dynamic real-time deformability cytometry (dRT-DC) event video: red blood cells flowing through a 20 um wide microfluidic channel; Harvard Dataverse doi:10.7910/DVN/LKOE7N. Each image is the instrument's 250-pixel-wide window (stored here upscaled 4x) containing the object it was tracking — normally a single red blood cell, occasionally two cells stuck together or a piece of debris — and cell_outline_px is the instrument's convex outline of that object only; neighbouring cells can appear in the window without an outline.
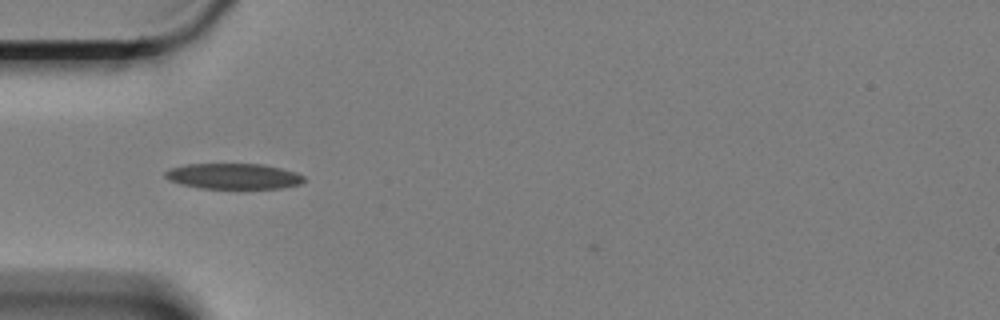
{"species": "Egyptian fruit bat (a non-hibernating species)", "species_latin": "Rousettus aegyptiacus", "temperature_condition": "cold", "stored_images_in_passage": 5, "camera_frame_rate_fps": 3000, "um_per_image_px": 0.085, "animal": {"sex": "female"}, "frame": {"image": 1, "passage_image": 1, "time_ms": 0.0, "image_size_px": [1000, 320], "cell_outline_px": [[304, 180], [300, 184], [280, 188], [244, 192], [200, 188], [180, 184], [168, 180], [164, 176], [164, 172], [172, 168], [184, 164], [260, 164], [280, 168], [296, 172], [304, 176]], "centroid_in_image_um": [19.85, 15.04], "position_along_channel_um": 65.1, "area_um2": 21.79}}
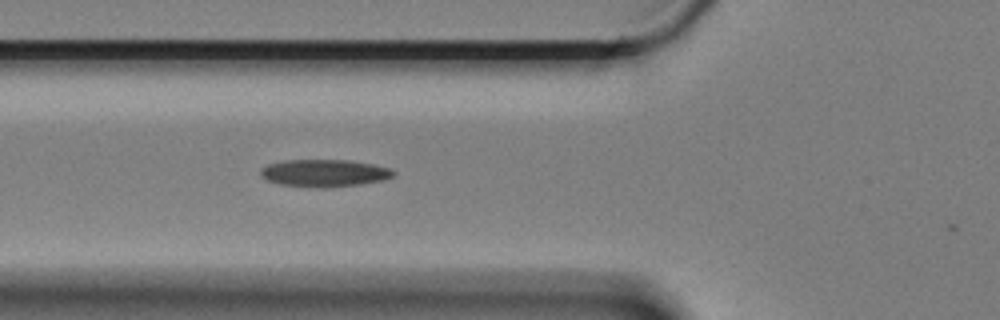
{"frame": {"image": 2, "passage_image": 4, "time_ms": 1.0, "image_size_px": [1000, 320], "cell_outline_px": [[396, 172], [392, 176], [384, 180], [360, 184], [328, 188], [308, 188], [280, 184], [268, 180], [260, 176], [260, 168], [268, 164], [284, 160], [348, 160], [372, 164], [388, 168]], "centroid_in_image_um": [27.53, 14.72], "position_along_channel_um": 98.3, "area_um2": 21.33}}